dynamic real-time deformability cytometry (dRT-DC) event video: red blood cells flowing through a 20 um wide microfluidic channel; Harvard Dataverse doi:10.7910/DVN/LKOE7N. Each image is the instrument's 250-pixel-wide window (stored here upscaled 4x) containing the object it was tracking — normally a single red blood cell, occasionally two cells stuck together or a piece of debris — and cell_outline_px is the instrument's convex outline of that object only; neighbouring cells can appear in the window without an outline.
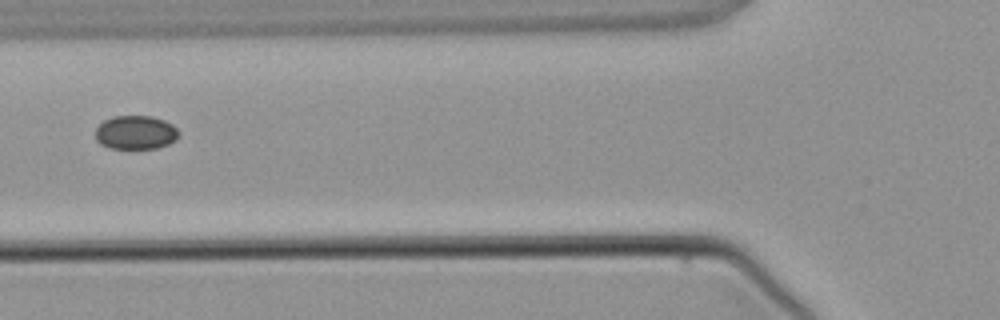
{"species": "common noctule bat (a hibernating species)", "species_latin": "Nyctalus noctula", "temperature_condition": "warm", "stored_images_in_passage": 5, "camera_frame_rate_fps": 3000, "um_per_image_px": 0.085, "animal": {"sex": "male", "body_mass_g": 21.5, "forearm_length_mm": 52.0}, "frame": {"image": 1, "passage_image": 5, "time_ms": 4.667, "image_size_px": [1000, 320], "cell_outline_px": [[180, 132], [176, 140], [168, 144], [156, 148], [108, 148], [100, 144], [96, 140], [96, 128], [104, 120], [112, 116], [152, 116], [164, 120], [172, 124]], "centroid_in_image_um": [11.53, 11.25], "position_along_channel_um": 114.3, "area_um2": 16.47}}